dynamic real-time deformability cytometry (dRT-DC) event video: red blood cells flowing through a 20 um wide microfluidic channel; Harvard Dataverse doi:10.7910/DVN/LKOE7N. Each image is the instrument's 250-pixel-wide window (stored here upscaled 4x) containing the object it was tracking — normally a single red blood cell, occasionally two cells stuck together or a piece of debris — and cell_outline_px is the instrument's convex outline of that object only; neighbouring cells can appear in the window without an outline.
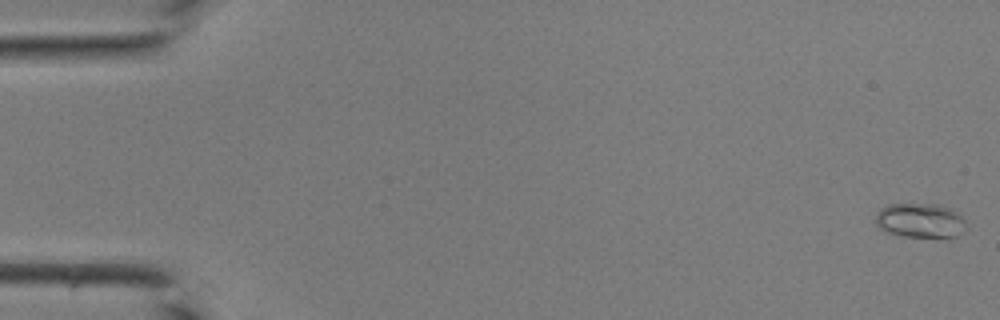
{"species": "common noctule bat (a hibernating species)", "species_latin": "Nyctalus noctula", "temperature_condition": "room temperature", "stored_images_in_passage": 43, "camera_frame_rate_fps": 3000, "um_per_image_px": 0.085, "animal": {"sex": "male", "body_mass_g": 19.0, "forearm_length_mm": 50.8}, "frame": {"image": 1, "passage_image": 1, "time_ms": 0.0, "image_size_px": [1000, 320], "cell_outline_px": [[968, 228], [964, 232], [956, 236], [900, 236], [888, 232], [880, 228], [876, 224], [876, 212], [880, 208], [888, 204], [936, 204], [952, 208], [964, 220]], "centroid_in_image_um": [78.22, 18.73], "position_along_channel_um": 6.8, "area_um2": 18.21}}
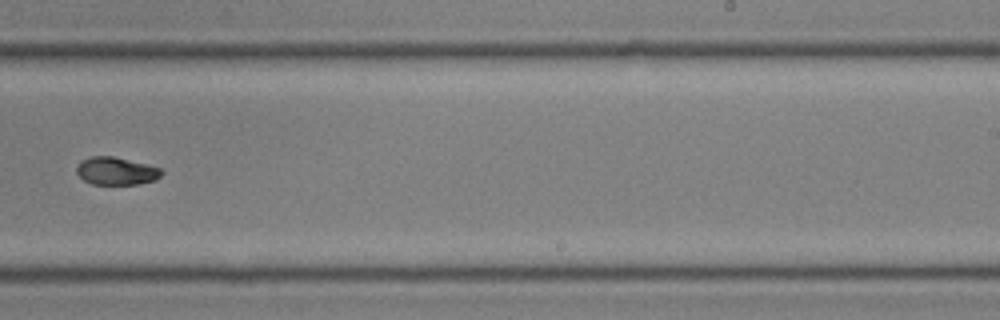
{"frame": {"image": 2, "passage_image": 28, "time_ms": 9.0, "image_size_px": [1000, 320], "cell_outline_px": [[164, 172], [156, 180], [136, 184], [92, 184], [84, 180], [76, 172], [76, 168], [80, 160], [92, 156], [112, 156], [160, 168]], "centroid_in_image_um": [9.85, 14.54], "position_along_channel_um": 279.1, "area_um2": 13.58}}
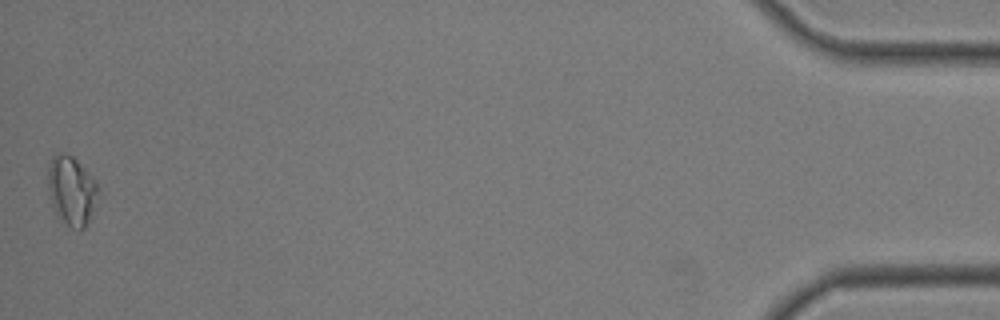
{"frame": {"image": 3, "passage_image": 43, "time_ms": 14.0, "image_size_px": [1000, 320], "cell_outline_px": [[100, 188], [88, 220], [84, 228], [72, 228], [60, 220], [56, 216], [52, 204], [48, 188], [48, 168], [52, 156], [56, 152], [64, 152], [72, 156], [96, 180]], "centroid_in_image_um": [6.06, 16.17], "position_along_channel_um": 429.1, "area_um2": 20.11}}